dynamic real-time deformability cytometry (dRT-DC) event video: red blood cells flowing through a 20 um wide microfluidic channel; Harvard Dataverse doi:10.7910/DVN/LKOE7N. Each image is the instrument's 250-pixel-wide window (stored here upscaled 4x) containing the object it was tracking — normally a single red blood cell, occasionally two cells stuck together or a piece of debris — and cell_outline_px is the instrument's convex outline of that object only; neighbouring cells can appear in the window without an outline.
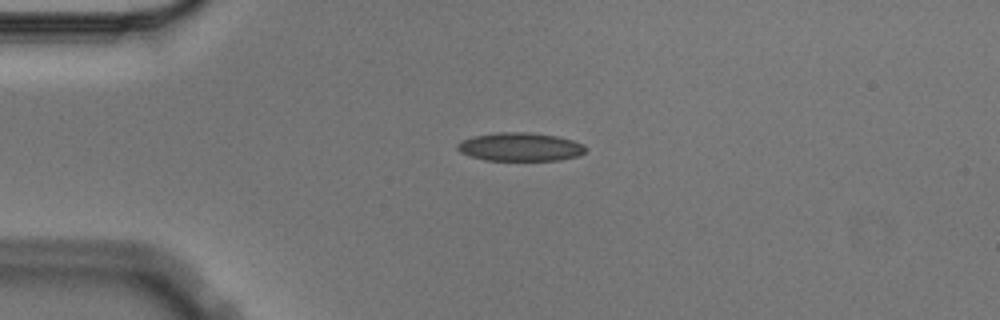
{"species": "Egyptian fruit bat (a non-hibernating species)", "species_latin": "Rousettus aegyptiacus", "temperature_condition": "cold", "stored_images_in_passage": 3, "camera_frame_rate_fps": 3000, "um_per_image_px": 0.085, "animal": {"sex": "male"}, "frame": {"image": 1, "passage_image": 1, "time_ms": 0.0, "image_size_px": [1000, 320], "cell_outline_px": [[588, 148], [580, 156], [560, 160], [484, 160], [460, 152], [456, 148], [456, 144], [460, 140], [472, 136], [496, 132], [528, 132], [556, 136], [572, 140], [584, 144]], "centroid_in_image_um": [44.21, 12.48], "position_along_channel_um": 40.8, "area_um2": 21.44}}
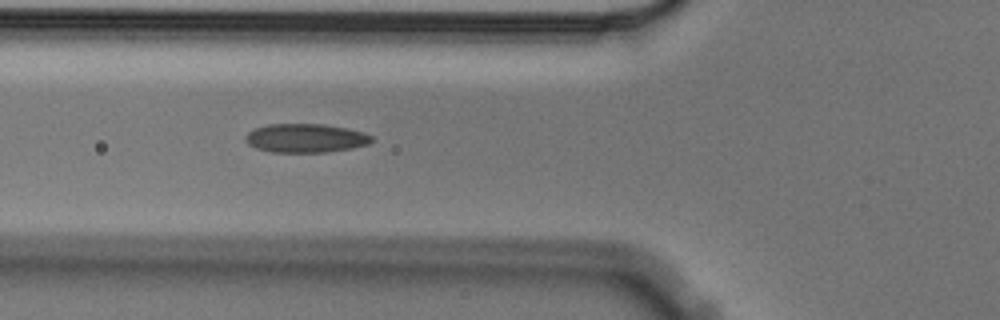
{"frame": {"image": 2, "passage_image": 3, "time_ms": 0.667, "image_size_px": [1000, 320], "cell_outline_px": [[372, 140], [368, 144], [352, 148], [324, 152], [272, 152], [256, 148], [248, 144], [244, 140], [244, 136], [248, 132], [256, 128], [268, 124], [324, 124], [348, 128], [364, 132], [372, 136]], "centroid_in_image_um": [25.96, 11.73], "position_along_channel_um": 99.8, "area_um2": 21.21}}